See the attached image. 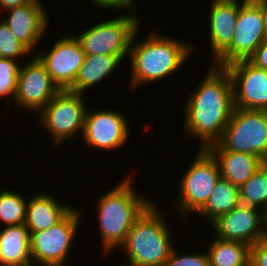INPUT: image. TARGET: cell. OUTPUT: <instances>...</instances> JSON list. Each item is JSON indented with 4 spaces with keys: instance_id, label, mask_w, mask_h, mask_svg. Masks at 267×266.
Returning a JSON list of instances; mask_svg holds the SVG:
<instances>
[{
    "instance_id": "17",
    "label": "cell",
    "mask_w": 267,
    "mask_h": 266,
    "mask_svg": "<svg viewBox=\"0 0 267 266\" xmlns=\"http://www.w3.org/2000/svg\"><path fill=\"white\" fill-rule=\"evenodd\" d=\"M239 9V0H212L208 17L212 60L231 45Z\"/></svg>"
},
{
    "instance_id": "33",
    "label": "cell",
    "mask_w": 267,
    "mask_h": 266,
    "mask_svg": "<svg viewBox=\"0 0 267 266\" xmlns=\"http://www.w3.org/2000/svg\"><path fill=\"white\" fill-rule=\"evenodd\" d=\"M261 9L262 17L264 20L265 28L267 31V0H253Z\"/></svg>"
},
{
    "instance_id": "8",
    "label": "cell",
    "mask_w": 267,
    "mask_h": 266,
    "mask_svg": "<svg viewBox=\"0 0 267 266\" xmlns=\"http://www.w3.org/2000/svg\"><path fill=\"white\" fill-rule=\"evenodd\" d=\"M137 15L130 13L97 22L77 35L85 55H129L132 38L139 28Z\"/></svg>"
},
{
    "instance_id": "26",
    "label": "cell",
    "mask_w": 267,
    "mask_h": 266,
    "mask_svg": "<svg viewBox=\"0 0 267 266\" xmlns=\"http://www.w3.org/2000/svg\"><path fill=\"white\" fill-rule=\"evenodd\" d=\"M17 61L0 58V98L7 96L8 101H13V103L17 90V76L21 66Z\"/></svg>"
},
{
    "instance_id": "35",
    "label": "cell",
    "mask_w": 267,
    "mask_h": 266,
    "mask_svg": "<svg viewBox=\"0 0 267 266\" xmlns=\"http://www.w3.org/2000/svg\"><path fill=\"white\" fill-rule=\"evenodd\" d=\"M26 266H47V265H41V264H35V263H31L29 265H26Z\"/></svg>"
},
{
    "instance_id": "10",
    "label": "cell",
    "mask_w": 267,
    "mask_h": 266,
    "mask_svg": "<svg viewBox=\"0 0 267 266\" xmlns=\"http://www.w3.org/2000/svg\"><path fill=\"white\" fill-rule=\"evenodd\" d=\"M265 39L267 31L260 7L253 0H240L231 45L213 61V65L225 67L236 61L248 60Z\"/></svg>"
},
{
    "instance_id": "31",
    "label": "cell",
    "mask_w": 267,
    "mask_h": 266,
    "mask_svg": "<svg viewBox=\"0 0 267 266\" xmlns=\"http://www.w3.org/2000/svg\"><path fill=\"white\" fill-rule=\"evenodd\" d=\"M252 64L261 69L267 70V39H265L248 59Z\"/></svg>"
},
{
    "instance_id": "1",
    "label": "cell",
    "mask_w": 267,
    "mask_h": 266,
    "mask_svg": "<svg viewBox=\"0 0 267 266\" xmlns=\"http://www.w3.org/2000/svg\"><path fill=\"white\" fill-rule=\"evenodd\" d=\"M209 68L184 104V132L196 137L198 149H207L221 139L235 108L228 71L212 64Z\"/></svg>"
},
{
    "instance_id": "20",
    "label": "cell",
    "mask_w": 267,
    "mask_h": 266,
    "mask_svg": "<svg viewBox=\"0 0 267 266\" xmlns=\"http://www.w3.org/2000/svg\"><path fill=\"white\" fill-rule=\"evenodd\" d=\"M127 55H85L73 85L68 89L71 92L84 95L88 89L96 87L109 74L119 67Z\"/></svg>"
},
{
    "instance_id": "9",
    "label": "cell",
    "mask_w": 267,
    "mask_h": 266,
    "mask_svg": "<svg viewBox=\"0 0 267 266\" xmlns=\"http://www.w3.org/2000/svg\"><path fill=\"white\" fill-rule=\"evenodd\" d=\"M82 214L73 207L59 222L45 231L30 234L32 263L47 266H64L72 242L80 225Z\"/></svg>"
},
{
    "instance_id": "7",
    "label": "cell",
    "mask_w": 267,
    "mask_h": 266,
    "mask_svg": "<svg viewBox=\"0 0 267 266\" xmlns=\"http://www.w3.org/2000/svg\"><path fill=\"white\" fill-rule=\"evenodd\" d=\"M224 150L267 158V114L265 110L234 108L221 139Z\"/></svg>"
},
{
    "instance_id": "22",
    "label": "cell",
    "mask_w": 267,
    "mask_h": 266,
    "mask_svg": "<svg viewBox=\"0 0 267 266\" xmlns=\"http://www.w3.org/2000/svg\"><path fill=\"white\" fill-rule=\"evenodd\" d=\"M240 203L239 188L220 177L206 204L197 212V215L207 219L205 221L210 222L208 225H211L220 216L227 214Z\"/></svg>"
},
{
    "instance_id": "4",
    "label": "cell",
    "mask_w": 267,
    "mask_h": 266,
    "mask_svg": "<svg viewBox=\"0 0 267 266\" xmlns=\"http://www.w3.org/2000/svg\"><path fill=\"white\" fill-rule=\"evenodd\" d=\"M153 201L136 219L119 251L125 266H165L175 244L161 209Z\"/></svg>"
},
{
    "instance_id": "5",
    "label": "cell",
    "mask_w": 267,
    "mask_h": 266,
    "mask_svg": "<svg viewBox=\"0 0 267 266\" xmlns=\"http://www.w3.org/2000/svg\"><path fill=\"white\" fill-rule=\"evenodd\" d=\"M198 151L178 182L179 191L174 204L175 209L180 212L181 220L189 213L197 214L221 177L219 165L213 155L207 149Z\"/></svg>"
},
{
    "instance_id": "32",
    "label": "cell",
    "mask_w": 267,
    "mask_h": 266,
    "mask_svg": "<svg viewBox=\"0 0 267 266\" xmlns=\"http://www.w3.org/2000/svg\"><path fill=\"white\" fill-rule=\"evenodd\" d=\"M31 1H36V0H0V9L5 11L13 7L24 5Z\"/></svg>"
},
{
    "instance_id": "3",
    "label": "cell",
    "mask_w": 267,
    "mask_h": 266,
    "mask_svg": "<svg viewBox=\"0 0 267 266\" xmlns=\"http://www.w3.org/2000/svg\"><path fill=\"white\" fill-rule=\"evenodd\" d=\"M129 176L101 194L97 202V227L101 234V251L104 255L108 253L106 256L125 242L136 219L153 202L134 189V181Z\"/></svg>"
},
{
    "instance_id": "11",
    "label": "cell",
    "mask_w": 267,
    "mask_h": 266,
    "mask_svg": "<svg viewBox=\"0 0 267 266\" xmlns=\"http://www.w3.org/2000/svg\"><path fill=\"white\" fill-rule=\"evenodd\" d=\"M59 91L45 65L35 55L19 69L14 104L38 114Z\"/></svg>"
},
{
    "instance_id": "23",
    "label": "cell",
    "mask_w": 267,
    "mask_h": 266,
    "mask_svg": "<svg viewBox=\"0 0 267 266\" xmlns=\"http://www.w3.org/2000/svg\"><path fill=\"white\" fill-rule=\"evenodd\" d=\"M214 237L207 249L210 266H249L248 244Z\"/></svg>"
},
{
    "instance_id": "19",
    "label": "cell",
    "mask_w": 267,
    "mask_h": 266,
    "mask_svg": "<svg viewBox=\"0 0 267 266\" xmlns=\"http://www.w3.org/2000/svg\"><path fill=\"white\" fill-rule=\"evenodd\" d=\"M49 193H38L28 199L25 226L29 233L45 231L59 222L73 207L61 204Z\"/></svg>"
},
{
    "instance_id": "16",
    "label": "cell",
    "mask_w": 267,
    "mask_h": 266,
    "mask_svg": "<svg viewBox=\"0 0 267 266\" xmlns=\"http://www.w3.org/2000/svg\"><path fill=\"white\" fill-rule=\"evenodd\" d=\"M40 0L4 11L8 15L1 20L9 27L15 37L30 51H34L50 26L48 12ZM9 16V17H8Z\"/></svg>"
},
{
    "instance_id": "2",
    "label": "cell",
    "mask_w": 267,
    "mask_h": 266,
    "mask_svg": "<svg viewBox=\"0 0 267 266\" xmlns=\"http://www.w3.org/2000/svg\"><path fill=\"white\" fill-rule=\"evenodd\" d=\"M140 26L135 32L129 50L131 68L130 88L132 91L148 82H153L173 75L179 71L193 52L194 46L170 38L152 30L142 41H137Z\"/></svg>"
},
{
    "instance_id": "15",
    "label": "cell",
    "mask_w": 267,
    "mask_h": 266,
    "mask_svg": "<svg viewBox=\"0 0 267 266\" xmlns=\"http://www.w3.org/2000/svg\"><path fill=\"white\" fill-rule=\"evenodd\" d=\"M216 237L254 245L264 235V211L243 204L220 216L212 224Z\"/></svg>"
},
{
    "instance_id": "30",
    "label": "cell",
    "mask_w": 267,
    "mask_h": 266,
    "mask_svg": "<svg viewBox=\"0 0 267 266\" xmlns=\"http://www.w3.org/2000/svg\"><path fill=\"white\" fill-rule=\"evenodd\" d=\"M96 5V8L99 7V9H110V10H127L128 13H134L135 2L136 0H91Z\"/></svg>"
},
{
    "instance_id": "6",
    "label": "cell",
    "mask_w": 267,
    "mask_h": 266,
    "mask_svg": "<svg viewBox=\"0 0 267 266\" xmlns=\"http://www.w3.org/2000/svg\"><path fill=\"white\" fill-rule=\"evenodd\" d=\"M82 94L60 90L38 113L37 123L49 132L52 143L57 147L65 140L74 139L76 134L83 135L85 115L88 105ZM87 105V106H86Z\"/></svg>"
},
{
    "instance_id": "24",
    "label": "cell",
    "mask_w": 267,
    "mask_h": 266,
    "mask_svg": "<svg viewBox=\"0 0 267 266\" xmlns=\"http://www.w3.org/2000/svg\"><path fill=\"white\" fill-rule=\"evenodd\" d=\"M240 202L263 211L267 208V165H263L239 188Z\"/></svg>"
},
{
    "instance_id": "27",
    "label": "cell",
    "mask_w": 267,
    "mask_h": 266,
    "mask_svg": "<svg viewBox=\"0 0 267 266\" xmlns=\"http://www.w3.org/2000/svg\"><path fill=\"white\" fill-rule=\"evenodd\" d=\"M30 50L22 44L9 27L0 20V58L18 60L21 56H29Z\"/></svg>"
},
{
    "instance_id": "28",
    "label": "cell",
    "mask_w": 267,
    "mask_h": 266,
    "mask_svg": "<svg viewBox=\"0 0 267 266\" xmlns=\"http://www.w3.org/2000/svg\"><path fill=\"white\" fill-rule=\"evenodd\" d=\"M165 266H210L209 256L207 251L204 253L182 254L174 247Z\"/></svg>"
},
{
    "instance_id": "21",
    "label": "cell",
    "mask_w": 267,
    "mask_h": 266,
    "mask_svg": "<svg viewBox=\"0 0 267 266\" xmlns=\"http://www.w3.org/2000/svg\"><path fill=\"white\" fill-rule=\"evenodd\" d=\"M0 266H26L32 263L30 233L25 224L1 226Z\"/></svg>"
},
{
    "instance_id": "18",
    "label": "cell",
    "mask_w": 267,
    "mask_h": 266,
    "mask_svg": "<svg viewBox=\"0 0 267 266\" xmlns=\"http://www.w3.org/2000/svg\"><path fill=\"white\" fill-rule=\"evenodd\" d=\"M216 159L220 175L240 188L263 165L264 161L255 155L224 150L218 143L207 148Z\"/></svg>"
},
{
    "instance_id": "14",
    "label": "cell",
    "mask_w": 267,
    "mask_h": 266,
    "mask_svg": "<svg viewBox=\"0 0 267 266\" xmlns=\"http://www.w3.org/2000/svg\"><path fill=\"white\" fill-rule=\"evenodd\" d=\"M36 55L60 90L69 89L83 64L85 52L76 35H64L46 53Z\"/></svg>"
},
{
    "instance_id": "29",
    "label": "cell",
    "mask_w": 267,
    "mask_h": 266,
    "mask_svg": "<svg viewBox=\"0 0 267 266\" xmlns=\"http://www.w3.org/2000/svg\"><path fill=\"white\" fill-rule=\"evenodd\" d=\"M249 266H267V237L250 246Z\"/></svg>"
},
{
    "instance_id": "34",
    "label": "cell",
    "mask_w": 267,
    "mask_h": 266,
    "mask_svg": "<svg viewBox=\"0 0 267 266\" xmlns=\"http://www.w3.org/2000/svg\"><path fill=\"white\" fill-rule=\"evenodd\" d=\"M264 235L267 237V208L264 210Z\"/></svg>"
},
{
    "instance_id": "25",
    "label": "cell",
    "mask_w": 267,
    "mask_h": 266,
    "mask_svg": "<svg viewBox=\"0 0 267 266\" xmlns=\"http://www.w3.org/2000/svg\"><path fill=\"white\" fill-rule=\"evenodd\" d=\"M14 190L0 192V221L5 226L25 224L26 206L28 200Z\"/></svg>"
},
{
    "instance_id": "12",
    "label": "cell",
    "mask_w": 267,
    "mask_h": 266,
    "mask_svg": "<svg viewBox=\"0 0 267 266\" xmlns=\"http://www.w3.org/2000/svg\"><path fill=\"white\" fill-rule=\"evenodd\" d=\"M88 110L82 137L89 149L112 151L127 143L131 134L130 125L122 112L110 109Z\"/></svg>"
},
{
    "instance_id": "13",
    "label": "cell",
    "mask_w": 267,
    "mask_h": 266,
    "mask_svg": "<svg viewBox=\"0 0 267 266\" xmlns=\"http://www.w3.org/2000/svg\"><path fill=\"white\" fill-rule=\"evenodd\" d=\"M224 68L231 77L235 108H267V70L256 67L249 60L236 61Z\"/></svg>"
}]
</instances>
